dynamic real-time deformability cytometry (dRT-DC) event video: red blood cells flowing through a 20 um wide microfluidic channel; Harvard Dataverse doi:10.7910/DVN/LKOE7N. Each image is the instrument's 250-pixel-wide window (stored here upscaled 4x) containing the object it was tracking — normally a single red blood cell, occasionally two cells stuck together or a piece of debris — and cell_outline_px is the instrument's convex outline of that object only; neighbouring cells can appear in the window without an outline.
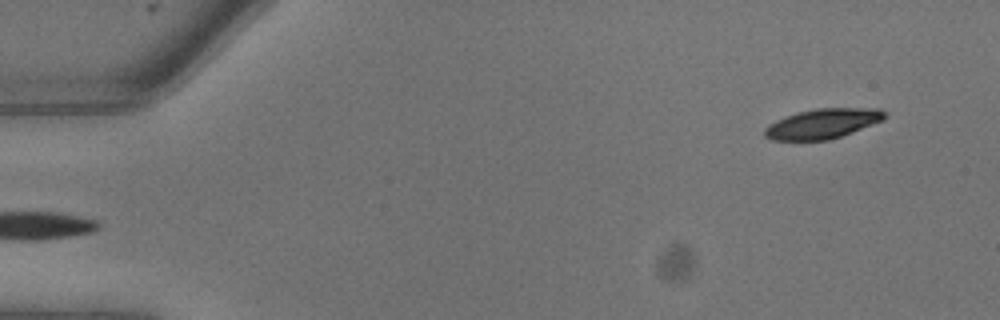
{"species": "common noctule bat (a hibernating species)", "species_latin": "Nyctalus noctula", "temperature_condition": "warm", "stored_images_in_passage": 9, "segment_of_instrument_passage": [2, 2], "camera_frame_rate_fps": 3000, "um_per_image_px": 0.085, "animal": {"sex": "male", "body_mass_g": 13.3}, "frame": {"image": 1, "passage_image": 9, "time_ms": 2.667, "image_size_px": [1000, 320], "cell_outline_px": [[888, 116], [884, 120], [852, 132], [828, 140], [772, 140], [764, 136], [764, 128], [768, 124], [784, 116], [796, 112], [816, 108], [880, 108]], "centroid_in_image_um": [69.91, 10.5], "position_along_channel_um": 15.1, "area_um2": 21.04}}